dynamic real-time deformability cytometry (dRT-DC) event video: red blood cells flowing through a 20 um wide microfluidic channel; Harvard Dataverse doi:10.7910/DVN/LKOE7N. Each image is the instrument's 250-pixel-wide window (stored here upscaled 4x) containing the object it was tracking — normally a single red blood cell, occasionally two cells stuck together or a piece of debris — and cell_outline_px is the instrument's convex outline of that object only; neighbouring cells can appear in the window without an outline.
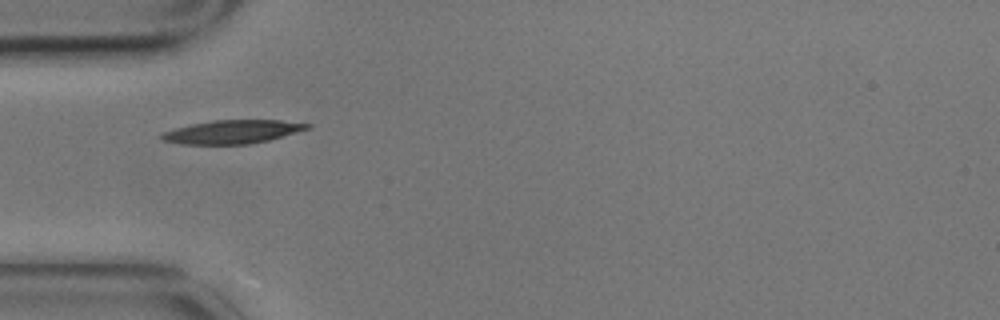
{"species": "common noctule bat (a hibernating species)", "species_latin": "Nyctalus noctula", "temperature_condition": "cold", "stored_images_in_passage": 2, "camera_frame_rate_fps": 3000, "um_per_image_px": 0.085, "animal": {"sex": "male", "body_mass_g": 17.9}, "frame": {"image": 1, "passage_image": 1, "time_ms": 0.0, "image_size_px": [1000, 320], "cell_outline_px": [[312, 128], [268, 140], [248, 144], [180, 144], [160, 140], [160, 136], [164, 132], [176, 128], [192, 124], [212, 120], [280, 120], [312, 124]], "centroid_in_image_um": [19.77, 11.2], "position_along_channel_um": 65.2, "area_um2": 19.88}}